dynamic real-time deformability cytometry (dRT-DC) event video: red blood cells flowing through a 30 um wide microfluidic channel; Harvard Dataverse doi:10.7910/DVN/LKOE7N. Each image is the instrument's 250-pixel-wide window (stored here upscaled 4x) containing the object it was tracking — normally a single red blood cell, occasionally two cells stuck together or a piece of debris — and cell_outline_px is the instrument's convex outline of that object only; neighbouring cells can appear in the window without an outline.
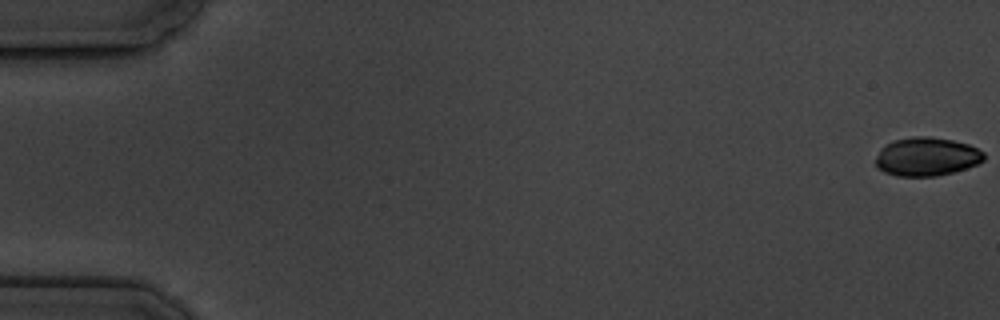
{"species": "common noctule bat (a hibernating species)", "species_latin": "Nyctalus noctula", "temperature_condition": "cold", "stored_images_in_passage": 6, "camera_frame_rate_fps": 3000, "um_per_image_px": 0.085, "animal": {"sex": "male", "body_mass_g": 19.5, "forearm_length_mm": 54.6}, "frame": {"image": 1, "passage_image": 1, "time_ms": 0.0, "image_size_px": [1000, 320], "cell_outline_px": [[984, 160], [976, 164], [952, 172], [936, 176], [896, 176], [884, 172], [876, 168], [876, 156], [880, 148], [884, 144], [892, 140], [912, 136], [928, 136], [952, 140], [968, 144], [984, 152]], "centroid_in_image_um": [78.71, 13.3], "position_along_channel_um": 6.3, "area_um2": 24.45}}
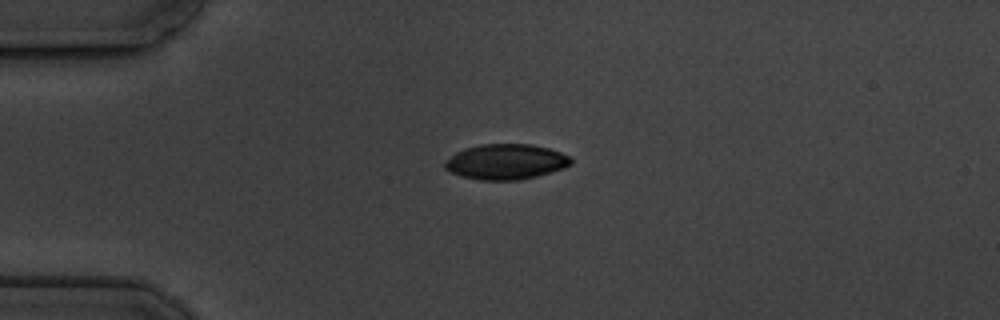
{"frame": {"image": 2, "passage_image": 5, "time_ms": 4.667, "image_size_px": [1000, 320], "cell_outline_px": [[572, 164], [564, 168], [536, 176], [520, 180], [480, 180], [460, 176], [444, 168], [444, 160], [456, 152], [464, 148], [480, 144], [532, 144], [548, 148], [572, 156]], "centroid_in_image_um": [43.0, 13.74], "position_along_channel_um": 42.0, "area_um2": 26.18}}